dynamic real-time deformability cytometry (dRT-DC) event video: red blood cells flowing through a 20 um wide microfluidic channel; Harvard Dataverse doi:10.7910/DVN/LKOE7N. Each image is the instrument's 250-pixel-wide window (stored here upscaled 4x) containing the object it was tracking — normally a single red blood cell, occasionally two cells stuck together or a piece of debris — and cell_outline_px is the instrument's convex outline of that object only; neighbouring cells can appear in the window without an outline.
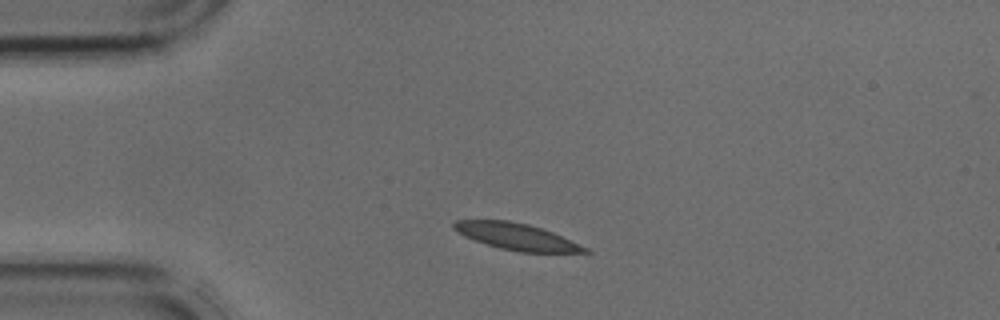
{"species": "common noctule bat (a hibernating species)", "species_latin": "Nyctalus noctula", "temperature_condition": "cold", "stored_images_in_passage": 34, "camera_frame_rate_fps": 3000, "um_per_image_px": 0.085, "animal": {"sex": "male", "body_mass_g": 17.9, "forearm_length_mm": 54.2}, "frame": {"image": 1, "passage_image": 1, "time_ms": 0.0, "image_size_px": [1000, 320], "cell_outline_px": [[592, 252], [520, 252], [500, 248], [464, 236], [452, 228], [452, 224], [456, 220], [508, 220], [528, 224], [552, 232], [588, 248]], "centroid_in_image_um": [43.88, 20.1], "position_along_channel_um": 41.1, "area_um2": 19.94}}
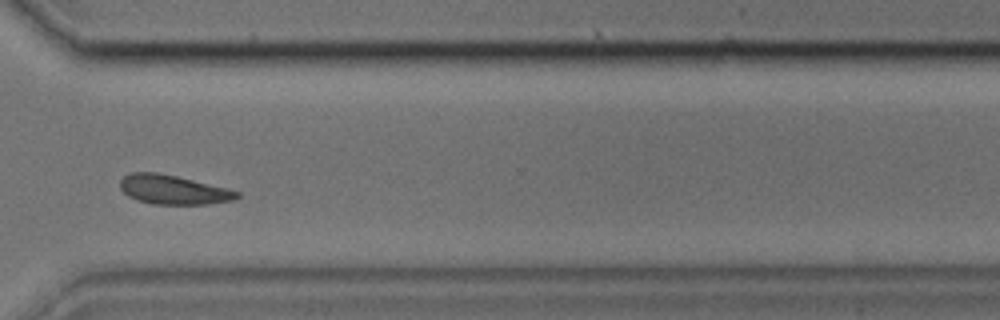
{"frame": {"image": 2, "passage_image": 23, "time_ms": 7.333, "image_size_px": [1000, 320], "cell_outline_px": [[240, 196], [232, 200], [208, 204], [152, 204], [136, 200], [128, 196], [120, 188], [120, 180], [124, 176], [132, 172], [156, 172], [176, 176], [228, 188], [240, 192]], "centroid_in_image_um": [14.71, 16.12], "position_along_channel_um": 355.9, "area_um2": 19.88}}
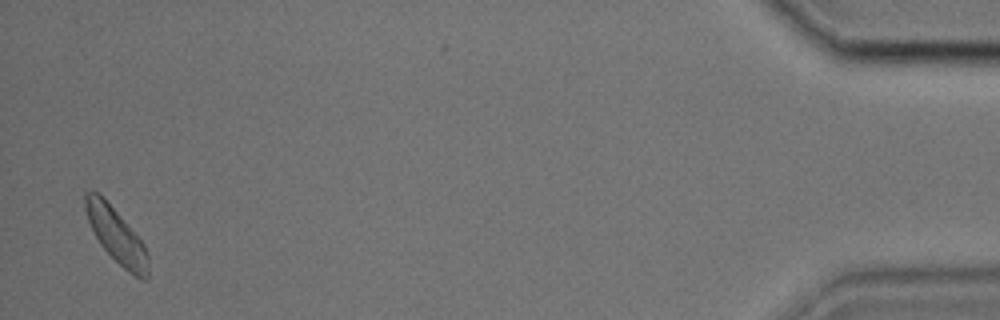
{"frame": {"image": 3, "passage_image": 33, "time_ms": 10.667, "image_size_px": [1000, 320], "cell_outline_px": [[148, 276], [144, 280], [128, 272], [100, 244], [88, 220], [84, 208], [84, 192], [100, 192], [104, 196], [144, 244], [148, 256]], "centroid_in_image_um": [9.87, 19.97], "position_along_channel_um": 425.3, "area_um2": 19.83}}